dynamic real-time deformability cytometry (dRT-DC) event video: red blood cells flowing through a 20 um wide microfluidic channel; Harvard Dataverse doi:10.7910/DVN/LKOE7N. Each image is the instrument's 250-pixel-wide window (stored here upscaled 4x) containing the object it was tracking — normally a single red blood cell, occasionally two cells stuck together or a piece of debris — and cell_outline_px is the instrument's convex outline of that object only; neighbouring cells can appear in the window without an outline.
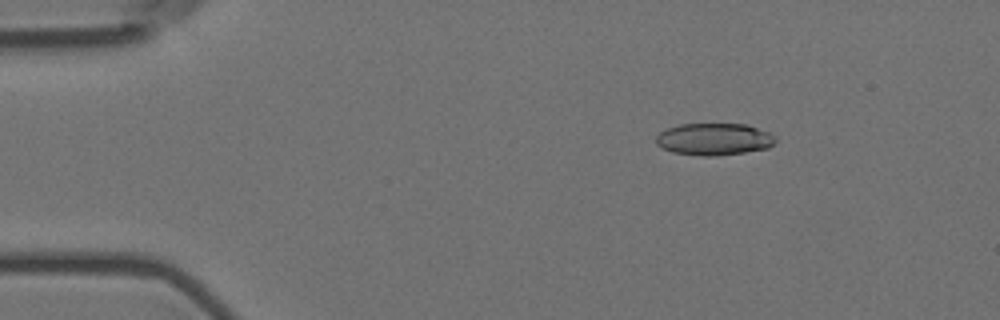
{"species": "Egyptian fruit bat (a non-hibernating species)", "species_latin": "Rousettus aegyptiacus", "temperature_condition": "room temperature", "stored_images_in_passage": 4, "camera_frame_rate_fps": 3000, "um_per_image_px": 0.085, "animal": {"sex": "female"}, "frame": {"image": 1, "passage_image": 1, "time_ms": 0.0, "image_size_px": [1000, 320], "cell_outline_px": [[776, 140], [768, 148], [744, 152], [716, 156], [700, 156], [672, 152], [656, 144], [656, 136], [660, 132], [668, 128], [680, 124], [748, 124], [768, 132], [776, 136]], "centroid_in_image_um": [60.7, 11.83], "position_along_channel_um": 24.3, "area_um2": 22.31}}
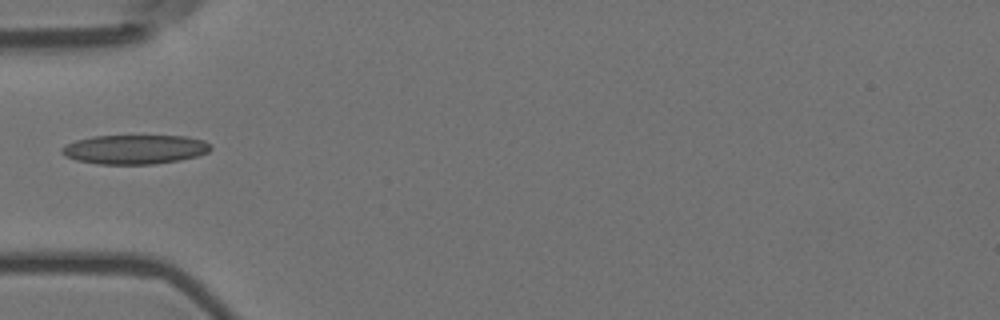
{"frame": {"image": 2, "passage_image": 4, "time_ms": 1.0, "image_size_px": [1000, 320], "cell_outline_px": [[212, 148], [208, 152], [196, 156], [180, 160], [152, 164], [100, 164], [76, 160], [64, 156], [60, 152], [60, 148], [64, 144], [76, 140], [92, 136], [184, 136], [204, 140], [212, 144]], "centroid_in_image_um": [11.43, 12.69], "position_along_channel_um": 73.6, "area_um2": 25.55}}